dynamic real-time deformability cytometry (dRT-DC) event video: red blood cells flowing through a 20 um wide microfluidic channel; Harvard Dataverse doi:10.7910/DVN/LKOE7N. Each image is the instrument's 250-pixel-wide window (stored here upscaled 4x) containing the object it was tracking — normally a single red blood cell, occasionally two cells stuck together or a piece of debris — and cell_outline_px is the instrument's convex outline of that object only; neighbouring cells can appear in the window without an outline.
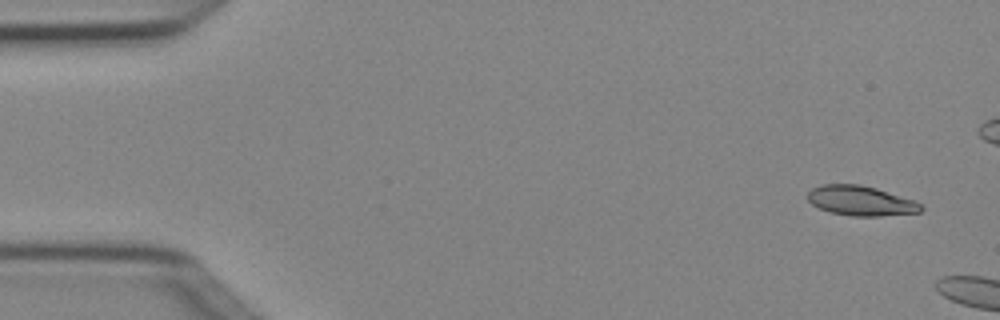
{"species": "Egyptian fruit bat (a non-hibernating species)", "species_latin": "Rousettus aegyptiacus", "temperature_condition": "cold", "stored_images_in_passage": 3, "camera_frame_rate_fps": 3000, "um_per_image_px": 0.085, "animal": {"sex": "female"}, "frame": {"image": 1, "passage_image": 1, "time_ms": 0.0, "image_size_px": [1000, 320], "cell_outline_px": [[924, 208], [920, 212], [880, 216], [852, 216], [828, 212], [812, 204], [808, 200], [808, 192], [812, 188], [820, 184], [860, 184], [876, 188], [916, 200]], "centroid_in_image_um": [73.17, 17.06], "position_along_channel_um": 11.8, "area_um2": 19.83}}